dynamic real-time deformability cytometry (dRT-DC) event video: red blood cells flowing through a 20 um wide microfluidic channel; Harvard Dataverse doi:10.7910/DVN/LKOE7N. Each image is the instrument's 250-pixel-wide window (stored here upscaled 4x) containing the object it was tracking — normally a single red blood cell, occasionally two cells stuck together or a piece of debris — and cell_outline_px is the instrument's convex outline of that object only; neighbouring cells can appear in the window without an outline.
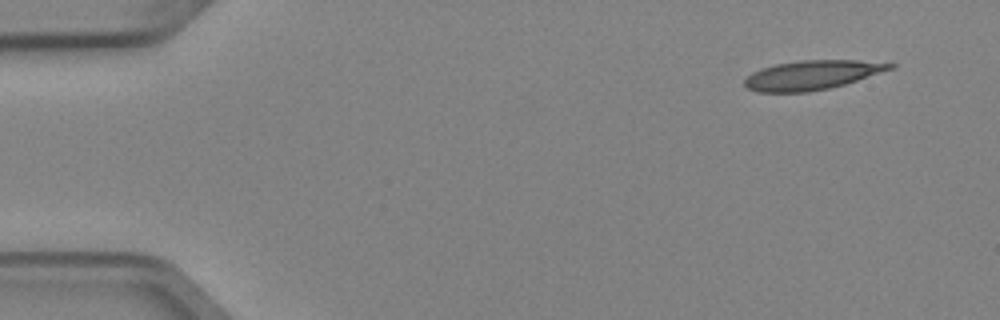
{"species": "Egyptian fruit bat (a non-hibernating species)", "species_latin": "Rousettus aegyptiacus", "temperature_condition": "cold", "stored_images_in_passage": 4, "camera_frame_rate_fps": 3000, "um_per_image_px": 0.085, "animal": {"sex": "female"}, "frame": {"image": 1, "passage_image": 1, "time_ms": 0.0, "image_size_px": [1000, 320], "cell_outline_px": [[896, 64], [892, 68], [844, 84], [828, 88], [808, 92], [756, 92], [748, 88], [744, 84], [744, 80], [752, 72], [760, 68], [776, 64], [800, 60], [856, 60]], "centroid_in_image_um": [68.94, 6.38], "position_along_channel_um": 16.1, "area_um2": 24.45}}